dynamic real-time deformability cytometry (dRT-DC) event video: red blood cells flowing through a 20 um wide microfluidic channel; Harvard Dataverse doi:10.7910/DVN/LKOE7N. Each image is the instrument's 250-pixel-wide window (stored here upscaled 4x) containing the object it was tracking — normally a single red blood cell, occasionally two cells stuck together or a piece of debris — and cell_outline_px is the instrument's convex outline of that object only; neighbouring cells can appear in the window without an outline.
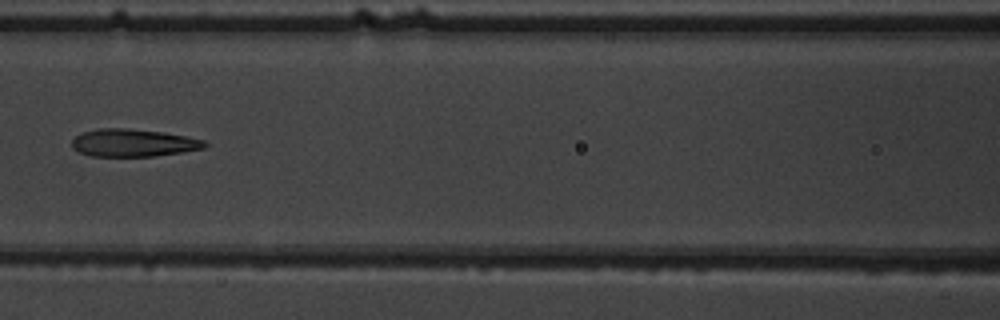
{"species": "common noctule bat (a hibernating species)", "species_latin": "Nyctalus noctula", "temperature_condition": "warm", "stored_images_in_passage": 8, "camera_frame_rate_fps": 3000, "um_per_image_px": 0.085, "animal": {"sex": "male", "body_mass_g": 19.5, "forearm_length_mm": 54.6}, "frame": {"image": 1, "passage_image": 7, "time_ms": 7.0, "image_size_px": [1000, 320], "cell_outline_px": [[208, 144], [204, 148], [180, 152], [152, 156], [92, 156], [80, 152], [72, 148], [72, 140], [80, 132], [96, 128], [128, 128], [164, 132], [204, 140]], "centroid_in_image_um": [11.28, 12.13], "position_along_channel_um": 155.3, "area_um2": 21.33}}
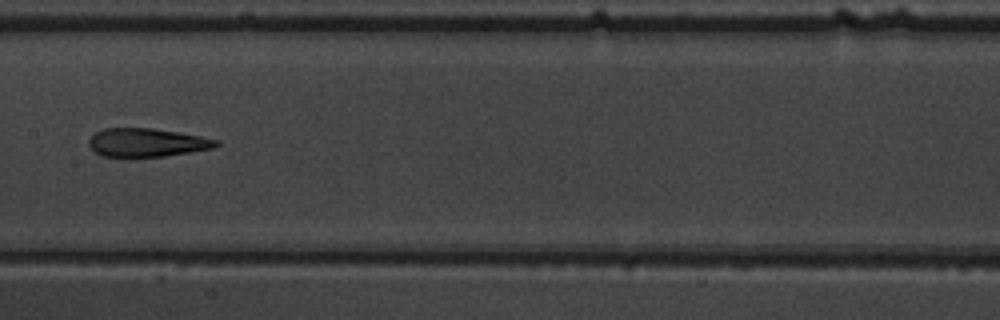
{"frame": {"image": 2, "passage_image": 8, "time_ms": 8.0, "image_size_px": [1000, 320], "cell_outline_px": [[220, 144], [216, 148], [164, 156], [100, 156], [88, 144], [88, 140], [96, 132], [104, 128], [152, 128], [180, 132], [220, 140]], "centroid_in_image_um": [12.53, 12.1], "position_along_channel_um": 194.9, "area_um2": 21.1}}